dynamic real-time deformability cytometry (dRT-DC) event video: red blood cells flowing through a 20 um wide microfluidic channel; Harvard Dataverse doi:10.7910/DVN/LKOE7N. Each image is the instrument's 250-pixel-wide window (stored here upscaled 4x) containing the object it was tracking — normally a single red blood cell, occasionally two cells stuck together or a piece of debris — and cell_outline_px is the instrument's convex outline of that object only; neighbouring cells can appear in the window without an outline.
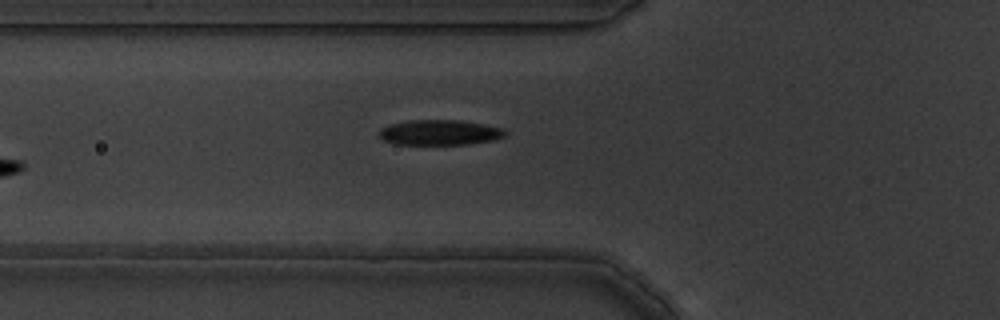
{"species": "common noctule bat (a hibernating species)", "species_latin": "Nyctalus noctula", "temperature_condition": "warm", "stored_images_in_passage": 5, "camera_frame_rate_fps": 3000, "um_per_image_px": 0.085, "animal": {"sex": "male", "body_mass_g": 19.5, "forearm_length_mm": 54.6}, "frame": {"image": 1, "passage_image": 5, "time_ms": 1.333, "image_size_px": [1000, 320], "cell_outline_px": [[504, 136], [496, 140], [468, 144], [396, 144], [384, 140], [380, 136], [380, 128], [388, 124], [408, 120], [460, 120], [484, 124], [500, 128], [504, 132]], "centroid_in_image_um": [37.34, 11.25], "position_along_channel_um": 88.5, "area_um2": 18.44}}